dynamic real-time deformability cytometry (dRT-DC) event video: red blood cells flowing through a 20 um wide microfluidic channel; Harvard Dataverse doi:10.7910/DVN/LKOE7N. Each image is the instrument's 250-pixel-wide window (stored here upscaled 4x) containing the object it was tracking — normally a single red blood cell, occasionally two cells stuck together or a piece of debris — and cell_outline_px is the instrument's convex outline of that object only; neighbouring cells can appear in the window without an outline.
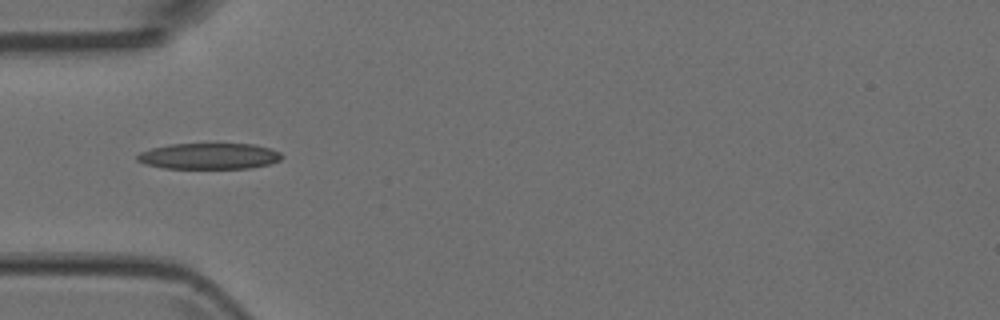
{"species": "Egyptian fruit bat (a non-hibernating species)", "species_latin": "Rousettus aegyptiacus", "temperature_condition": "room temperature", "stored_images_in_passage": 7, "camera_frame_rate_fps": 3000, "um_per_image_px": 0.085, "animal": {"sex": "female"}, "frame": {"image": 1, "passage_image": 5, "time_ms": 1.333, "image_size_px": [1000, 320], "cell_outline_px": [[284, 156], [280, 160], [268, 164], [248, 168], [164, 168], [144, 164], [136, 160], [136, 156], [140, 152], [152, 148], [172, 144], [252, 144], [272, 148], [280, 152]], "centroid_in_image_um": [17.78, 13.27], "position_along_channel_um": 67.2, "area_um2": 21.91}}
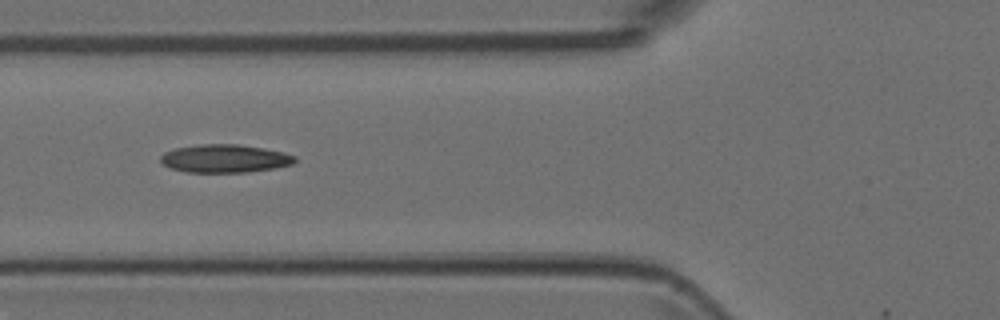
{"frame": {"image": 2, "passage_image": 6, "time_ms": 1.667, "image_size_px": [1000, 320], "cell_outline_px": [[296, 160], [292, 164], [276, 168], [248, 172], [184, 172], [172, 168], [164, 164], [160, 160], [160, 156], [164, 152], [176, 148], [200, 144], [236, 144], [264, 148], [296, 156]], "centroid_in_image_um": [19.1, 13.48], "position_along_channel_um": 106.7, "area_um2": 21.91}}
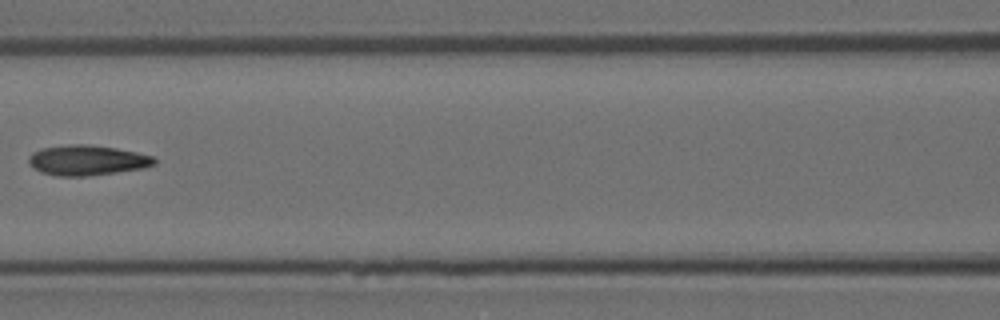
{"frame": {"image": 3, "passage_image": 7, "time_ms": 2.0, "image_size_px": [1000, 320], "cell_outline_px": [[156, 164], [144, 168], [88, 176], [56, 176], [40, 172], [32, 168], [28, 164], [28, 156], [32, 152], [40, 148], [72, 144], [88, 144], [116, 148], [136, 152], [152, 156], [156, 160]], "centroid_in_image_um": [7.36, 13.62], "position_along_channel_um": 159.2, "area_um2": 22.31}}